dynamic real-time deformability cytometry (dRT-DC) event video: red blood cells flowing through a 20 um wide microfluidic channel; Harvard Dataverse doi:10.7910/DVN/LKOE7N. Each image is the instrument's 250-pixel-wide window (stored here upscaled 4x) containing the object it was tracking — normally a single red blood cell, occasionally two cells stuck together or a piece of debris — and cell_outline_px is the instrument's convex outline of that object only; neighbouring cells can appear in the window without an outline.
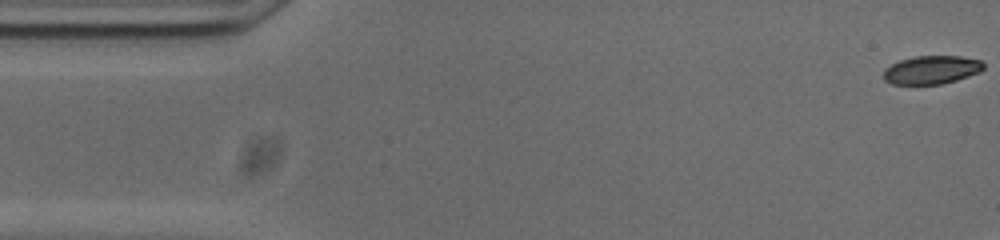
{"species": "common noctule bat (a hibernating species)", "species_latin": "Nyctalus noctula", "temperature_condition": "cold", "stored_images_in_passage": 13, "camera_frame_rate_fps": 3000, "um_per_image_px": 0.085, "animal": {"sex": "male", "body_mass_g": 20.0, "forearm_length_mm": 53.3}, "frame": {"image": 1, "passage_image": 1, "time_ms": 0.0, "image_size_px": [1000, 240], "cell_outline_px": [[984, 68], [980, 72], [956, 80], [940, 84], [892, 84], [884, 80], [884, 68], [900, 60], [912, 56], [960, 56], [980, 60], [984, 64]], "centroid_in_image_um": [79.17, 5.93], "position_along_channel_um": 5.8, "area_um2": 16.53}}